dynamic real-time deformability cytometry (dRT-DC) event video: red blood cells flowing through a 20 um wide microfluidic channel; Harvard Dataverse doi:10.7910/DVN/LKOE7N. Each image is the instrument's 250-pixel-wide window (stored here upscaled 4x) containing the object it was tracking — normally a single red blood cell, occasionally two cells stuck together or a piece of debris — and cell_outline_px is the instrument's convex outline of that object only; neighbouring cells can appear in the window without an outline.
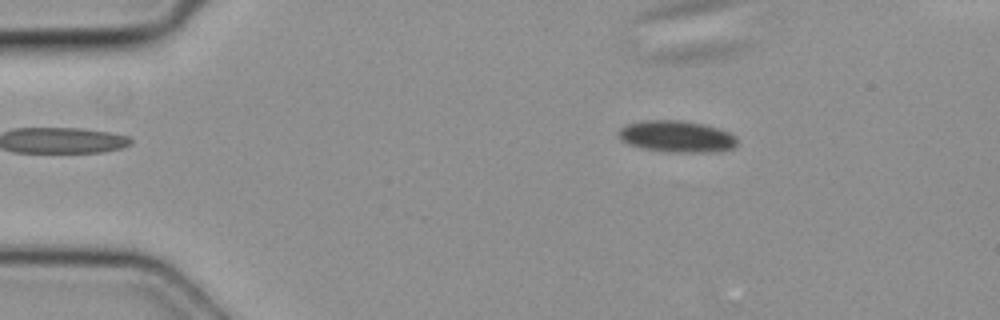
{"species": "common noctule bat (a hibernating species)", "species_latin": "Nyctalus noctula", "temperature_condition": "cold", "stored_images_in_passage": 6, "camera_frame_rate_fps": 3000, "um_per_image_px": 0.085, "animal": {"sex": "female", "body_mass_g": 19.3, "forearm_length_mm": 54.1}, "frame": {"image": 1, "passage_image": 2, "time_ms": 0.333, "image_size_px": [1000, 320], "cell_outline_px": [[736, 144], [732, 148], [712, 152], [664, 152], [644, 148], [628, 144], [620, 140], [616, 132], [620, 128], [628, 124], [644, 120], [684, 120], [704, 124], [720, 128], [736, 136]], "centroid_in_image_um": [57.49, 11.59], "position_along_channel_um": 27.5, "area_um2": 22.02}}